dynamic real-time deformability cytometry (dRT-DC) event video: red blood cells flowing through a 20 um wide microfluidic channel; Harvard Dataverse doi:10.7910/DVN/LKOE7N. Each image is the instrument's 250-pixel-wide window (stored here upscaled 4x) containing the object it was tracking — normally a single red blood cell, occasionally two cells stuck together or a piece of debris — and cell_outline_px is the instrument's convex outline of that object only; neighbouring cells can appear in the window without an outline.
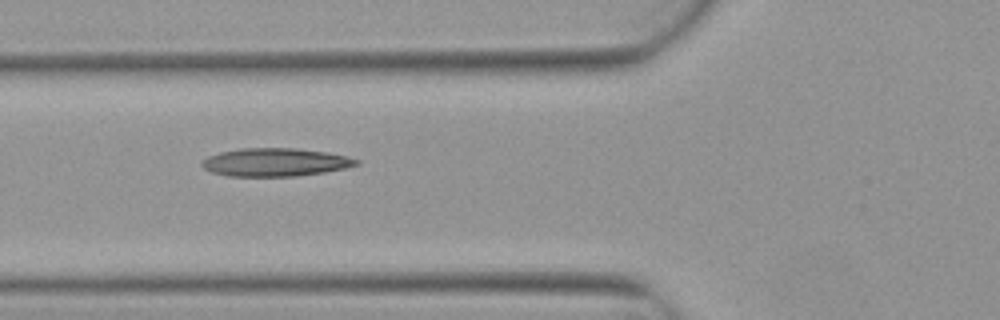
{"species": "Egyptian fruit bat (a non-hibernating species)", "species_latin": "Rousettus aegyptiacus", "temperature_condition": "warm", "stored_images_in_passage": 9, "camera_frame_rate_fps": 3000, "um_per_image_px": 0.085, "animal": {"sex": "female"}, "frame": {"image": 1, "passage_image": 6, "time_ms": 1.667, "image_size_px": [1000, 320], "cell_outline_px": [[360, 164], [344, 168], [324, 172], [296, 176], [228, 176], [212, 172], [204, 168], [200, 164], [200, 160], [208, 156], [220, 152], [240, 148], [296, 148], [328, 152], [348, 156], [360, 160]], "centroid_in_image_um": [23.39, 13.78], "position_along_channel_um": 102.4, "area_um2": 25.49}}
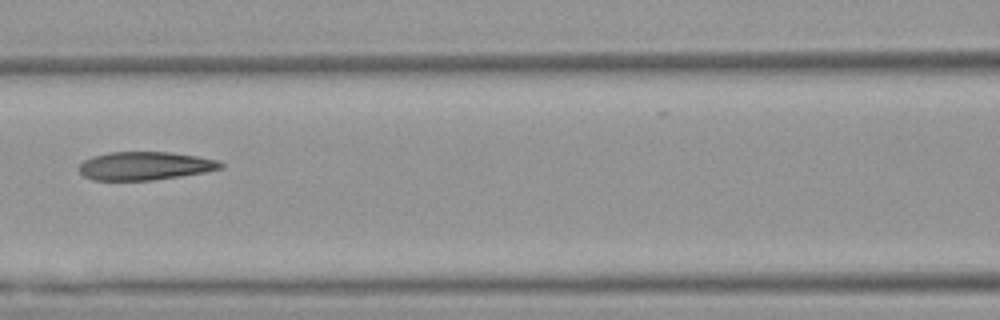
{"frame": {"image": 2, "passage_image": 7, "time_ms": 2.0, "image_size_px": [1000, 320], "cell_outline_px": [[224, 168], [204, 172], [180, 176], [152, 180], [92, 180], [84, 176], [80, 172], [80, 164], [84, 160], [92, 156], [108, 152], [172, 152], [196, 156], [216, 160], [224, 164]], "centroid_in_image_um": [12.31, 14.09], "position_along_channel_um": 154.3, "area_um2": 23.29}}
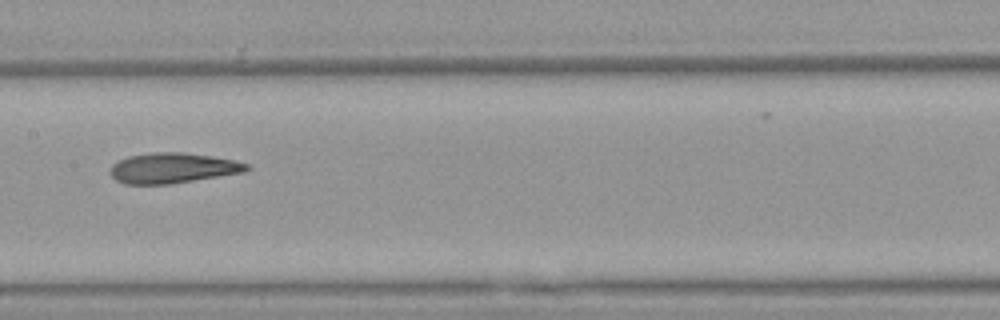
{"frame": {"image": 3, "passage_image": 8, "time_ms": 2.333, "image_size_px": [1000, 320], "cell_outline_px": [[252, 168], [244, 172], [172, 184], [124, 184], [116, 180], [112, 176], [112, 164], [128, 156], [152, 152], [184, 152], [212, 156], [236, 160], [248, 164]], "centroid_in_image_um": [14.72, 14.28], "position_along_channel_um": 192.7, "area_um2": 24.16}}